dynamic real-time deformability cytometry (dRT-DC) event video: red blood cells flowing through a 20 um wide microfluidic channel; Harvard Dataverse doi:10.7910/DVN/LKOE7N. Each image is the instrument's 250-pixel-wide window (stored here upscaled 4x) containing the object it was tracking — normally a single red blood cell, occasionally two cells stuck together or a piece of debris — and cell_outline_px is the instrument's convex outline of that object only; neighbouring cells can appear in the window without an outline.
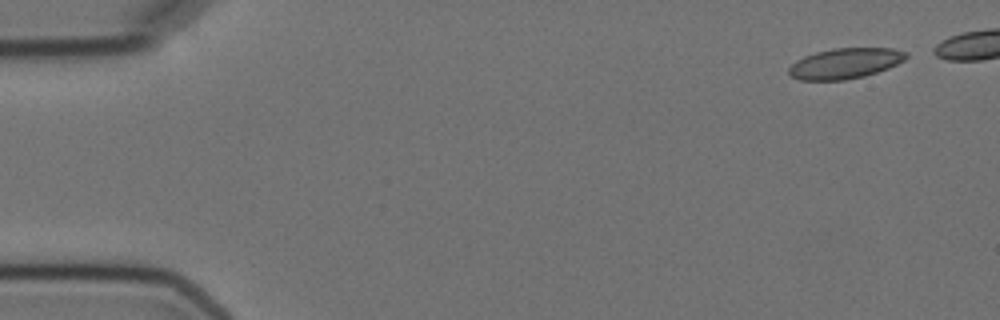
{"species": "Egyptian fruit bat (a non-hibernating species)", "species_latin": "Rousettus aegyptiacus", "temperature_condition": "cold", "stored_images_in_passage": 7, "camera_frame_rate_fps": 3000, "um_per_image_px": 0.085, "animal": {"sex": "female"}, "frame": {"image": 1, "passage_image": 1, "time_ms": 0.0, "image_size_px": [1000, 320], "cell_outline_px": [[908, 56], [904, 60], [888, 68], [864, 76], [844, 80], [800, 80], [792, 76], [788, 72], [788, 68], [796, 60], [804, 56], [816, 52], [832, 48], [892, 48], [908, 52]], "centroid_in_image_um": [71.83, 5.38], "position_along_channel_um": 13.2, "area_um2": 20.81}}
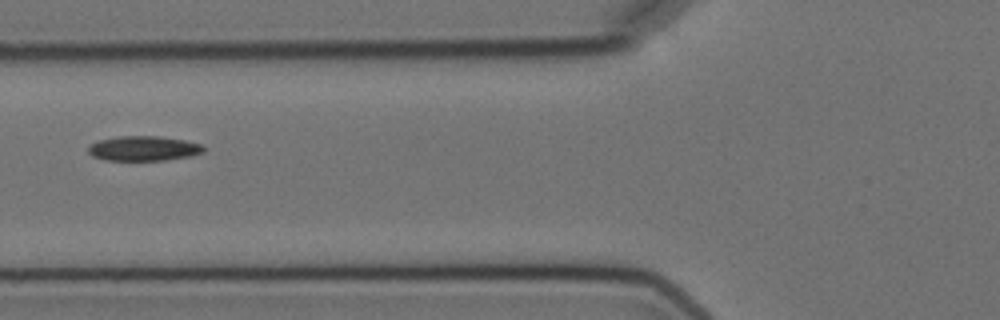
{"frame": {"image": 2, "passage_image": 7, "time_ms": 10.0, "image_size_px": [1000, 320], "cell_outline_px": [[204, 152], [188, 156], [164, 160], [104, 160], [92, 156], [88, 152], [88, 148], [92, 144], [100, 140], [120, 136], [156, 136], [184, 140], [200, 144], [204, 148]], "centroid_in_image_um": [12.18, 12.62], "position_along_channel_um": 113.6, "area_um2": 16.42}}